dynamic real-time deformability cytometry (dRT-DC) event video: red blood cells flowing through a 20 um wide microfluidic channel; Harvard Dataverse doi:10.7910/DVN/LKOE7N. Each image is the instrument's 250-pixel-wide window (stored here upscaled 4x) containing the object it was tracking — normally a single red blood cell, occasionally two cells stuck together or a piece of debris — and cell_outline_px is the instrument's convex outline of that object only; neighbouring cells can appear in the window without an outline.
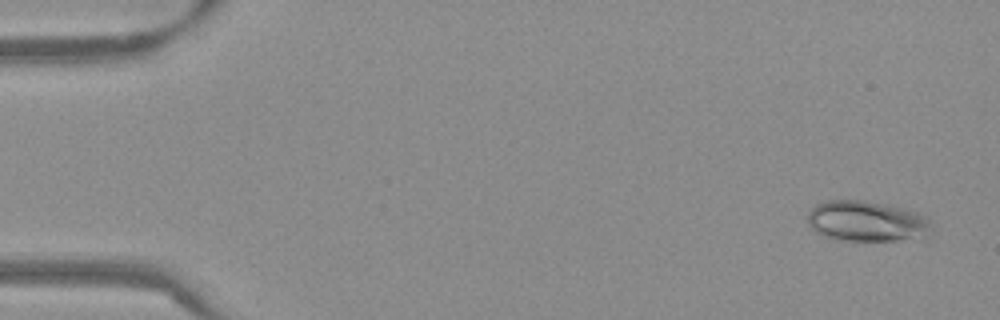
{"species": "Egyptian fruit bat (a non-hibernating species)", "species_latin": "Rousettus aegyptiacus", "temperature_condition": "warm", "stored_images_in_passage": 54, "camera_frame_rate_fps": 3000, "um_per_image_px": 0.085, "frame": {"image": 1, "passage_image": 3, "time_ms": 0.667, "image_size_px": [1000, 320], "cell_outline_px": [[928, 236], [896, 240], [836, 240], [824, 236], [816, 232], [808, 224], [808, 212], [816, 204], [828, 200], [864, 200], [904, 208], [916, 212], [924, 216], [928, 224]], "centroid_in_image_um": [73.59, 18.8], "position_along_channel_um": 11.4, "area_um2": 28.96}}
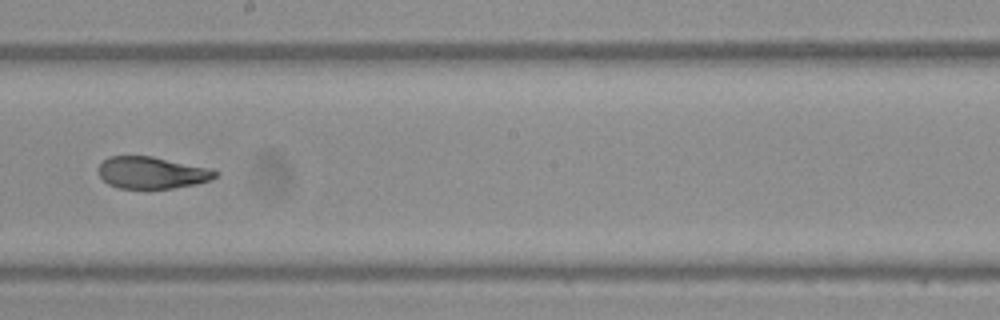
{"frame": {"image": 2, "passage_image": 31, "time_ms": 10.0, "image_size_px": [1000, 320], "cell_outline_px": [[220, 172], [212, 180], [196, 184], [172, 188], [120, 188], [108, 184], [100, 176], [100, 164], [108, 156], [152, 156], [212, 168]], "centroid_in_image_um": [12.97, 14.67], "position_along_channel_um": 235.2, "area_um2": 21.73}}
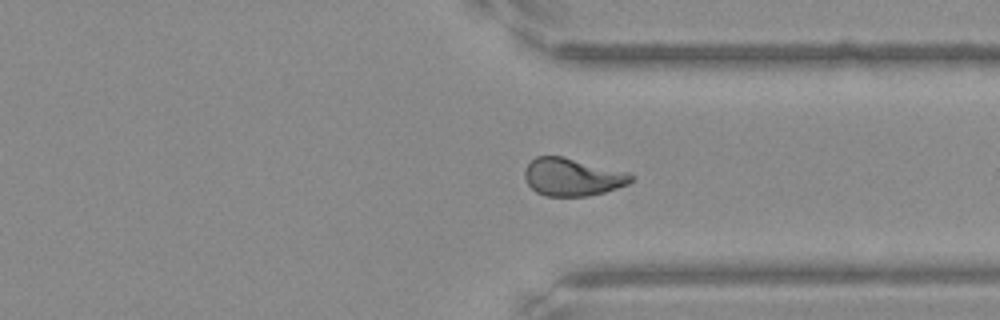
{"frame": {"image": 3, "passage_image": 41, "time_ms": 13.333, "image_size_px": [1000, 320], "cell_outline_px": [[636, 176], [628, 184], [604, 192], [588, 196], [544, 196], [536, 192], [528, 184], [524, 176], [524, 172], [528, 164], [536, 156], [564, 156], [628, 172]], "centroid_in_image_um": [48.66, 15.04], "position_along_channel_um": 362.7, "area_um2": 23.47}, "authors_computed_cell_mechanics": {"area_um2": 23.7847, "velocity_mm_per_s": 3.823, "shape_relaxation_time_tau1_ms": 10.7435, "shape_relaxation_time_tau2_ms": 1.1813, "deformation_change_tau1": 0.2762, "deformation_change_tau2": 0.0623}}